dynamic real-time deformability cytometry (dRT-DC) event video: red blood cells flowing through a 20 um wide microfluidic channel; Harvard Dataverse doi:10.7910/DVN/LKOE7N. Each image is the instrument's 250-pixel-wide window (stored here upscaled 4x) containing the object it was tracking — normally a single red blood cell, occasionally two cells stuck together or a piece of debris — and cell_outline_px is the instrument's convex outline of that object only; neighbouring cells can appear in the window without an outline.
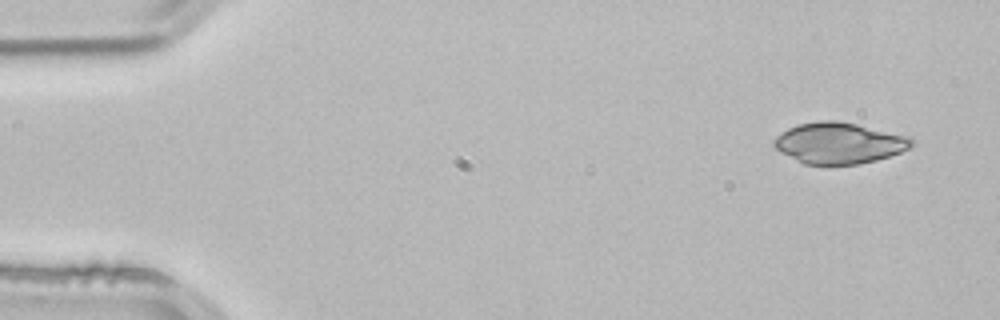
{"species": "common noctule bat (a hibernating species)", "species_latin": "Nyctalus noctula", "temperature_condition": "room temperature", "stored_images_in_passage": 3, "camera_frame_rate_fps": 3000, "um_per_image_px": 0.085, "animal": {"sex": "male", "body_mass_g": 21.5, "forearm_length_mm": 52.0}, "frame": {"image": 1, "passage_image": 1, "time_ms": 0.0, "image_size_px": [1000, 320], "cell_outline_px": [[916, 144], [900, 152], [876, 160], [856, 164], [804, 164], [780, 152], [772, 144], [772, 140], [776, 136], [788, 128], [800, 124], [820, 120], [836, 120], [856, 124], [904, 136], [912, 140]], "centroid_in_image_um": [71.26, 12.16], "position_along_channel_um": 13.7, "area_um2": 32.48}}